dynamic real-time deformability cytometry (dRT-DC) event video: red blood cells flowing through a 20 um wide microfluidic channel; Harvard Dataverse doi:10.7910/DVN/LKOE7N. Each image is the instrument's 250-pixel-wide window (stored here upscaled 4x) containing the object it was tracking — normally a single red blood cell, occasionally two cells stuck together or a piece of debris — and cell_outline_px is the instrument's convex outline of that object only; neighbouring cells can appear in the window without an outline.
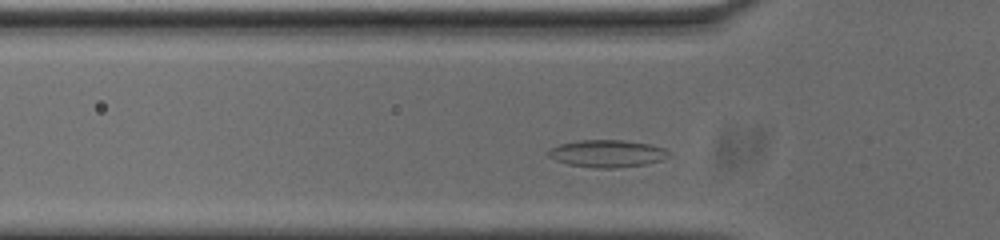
{"species": "common noctule bat (a hibernating species)", "species_latin": "Nyctalus noctula", "temperature_condition": "cold", "stored_images_in_passage": 35, "camera_frame_rate_fps": 3000, "um_per_image_px": 0.085, "animal": {"sex": "male", "body_mass_g": 20.0, "forearm_length_mm": 53.3}, "frame": {"image": 1, "passage_image": 7, "time_ms": 2.0, "image_size_px": [1000, 240], "cell_outline_px": [[672, 156], [660, 160], [644, 164], [616, 168], [596, 168], [568, 164], [556, 160], [548, 156], [548, 152], [552, 148], [560, 144], [580, 140], [620, 140], [652, 144], [664, 148], [672, 152]], "centroid_in_image_um": [51.67, 13.05], "position_along_channel_um": 74.1, "area_um2": 19.13}}
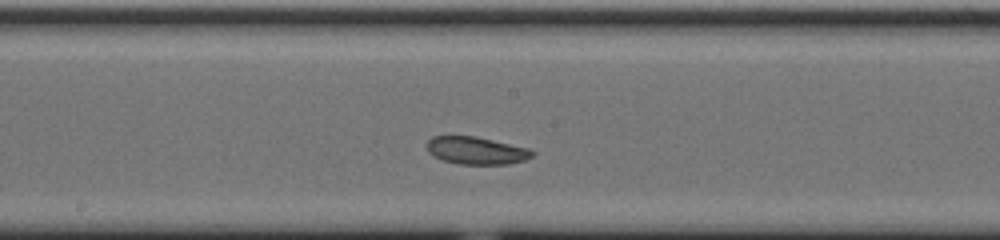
{"frame": {"image": 2, "passage_image": 18, "time_ms": 5.667, "image_size_px": [1000, 240], "cell_outline_px": [[536, 152], [532, 156], [524, 160], [508, 164], [460, 164], [444, 160], [432, 156], [428, 152], [428, 140], [432, 136], [476, 136], [528, 148]], "centroid_in_image_um": [40.48, 12.79], "position_along_channel_um": 207.7, "area_um2": 16.82}}
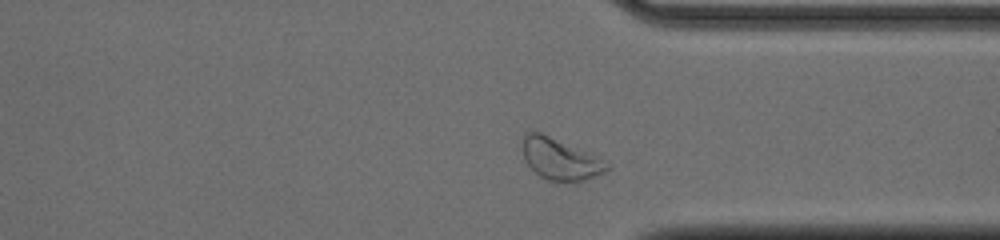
{"frame": {"image": 3, "passage_image": 31, "time_ms": 10.0, "image_size_px": [1000, 240], "cell_outline_px": [[608, 168], [604, 172], [584, 180], [548, 180], [540, 176], [524, 160], [524, 136], [528, 132], [540, 132], [584, 152], [600, 160]], "centroid_in_image_um": [47.53, 13.53], "position_along_channel_um": 363.9, "area_um2": 18.9}}